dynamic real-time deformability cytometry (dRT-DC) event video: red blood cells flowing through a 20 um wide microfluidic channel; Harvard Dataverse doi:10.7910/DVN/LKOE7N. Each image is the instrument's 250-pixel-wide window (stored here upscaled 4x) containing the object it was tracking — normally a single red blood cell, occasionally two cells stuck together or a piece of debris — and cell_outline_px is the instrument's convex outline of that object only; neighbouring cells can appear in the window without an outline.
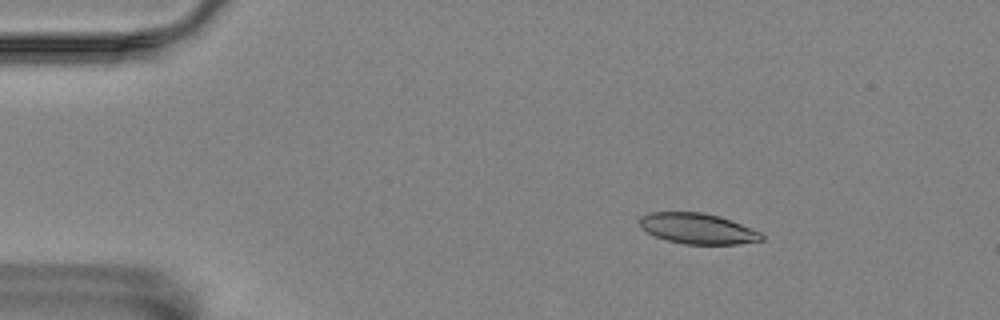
{"species": "Egyptian fruit bat (a non-hibernating species)", "species_latin": "Rousettus aegyptiacus", "temperature_condition": "room temperature", "stored_images_in_passage": 4, "camera_frame_rate_fps": 3000, "um_per_image_px": 0.085, "animal": {"sex": "female"}, "frame": {"image": 1, "passage_image": 2, "time_ms": 2.0, "image_size_px": [1000, 320], "cell_outline_px": [[764, 240], [736, 244], [684, 244], [668, 240], [656, 236], [640, 228], [640, 216], [648, 212], [704, 212], [720, 216], [760, 232], [764, 236]], "centroid_in_image_um": [59.28, 19.42], "position_along_channel_um": 25.7, "area_um2": 21.68}}